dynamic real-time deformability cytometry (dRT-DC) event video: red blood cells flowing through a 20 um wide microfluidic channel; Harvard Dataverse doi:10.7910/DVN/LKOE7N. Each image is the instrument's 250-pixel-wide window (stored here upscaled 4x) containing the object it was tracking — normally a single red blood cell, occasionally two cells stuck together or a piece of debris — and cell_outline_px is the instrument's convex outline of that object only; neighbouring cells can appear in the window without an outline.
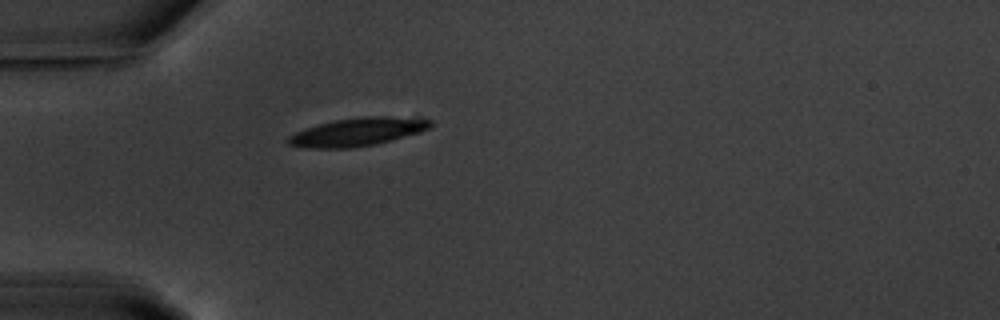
{"species": "common noctule bat (a hibernating species)", "species_latin": "Nyctalus noctula", "temperature_condition": "warm", "stored_images_in_passage": 40, "camera_frame_rate_fps": 3000, "um_per_image_px": 0.085, "animal": {"sex": "male", "body_mass_g": 20.1, "forearm_length_mm": 53.5}, "frame": {"image": 1, "passage_image": 1, "time_ms": 0.0, "image_size_px": [1000, 320], "cell_outline_px": [[436, 124], [432, 128], [420, 132], [392, 140], [376, 144], [348, 148], [304, 148], [288, 144], [284, 140], [288, 136], [304, 128], [336, 120], [364, 116], [392, 116], [436, 120]], "centroid_in_image_um": [30.44, 11.21], "position_along_channel_um": 54.6, "area_um2": 23.64}}
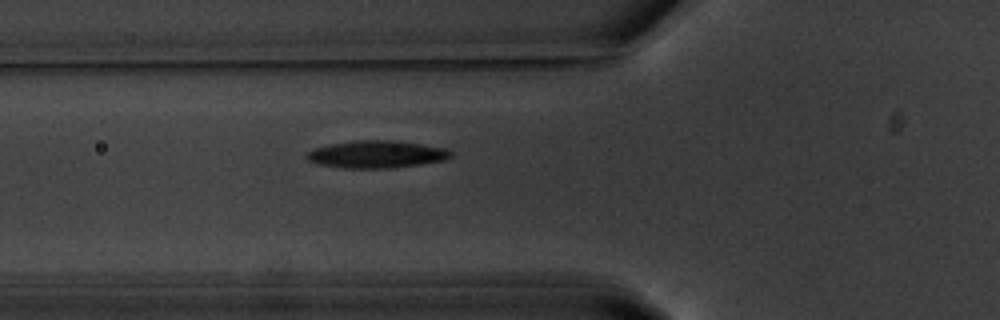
{"frame": {"image": 2, "passage_image": 5, "time_ms": 1.333, "image_size_px": [1000, 320], "cell_outline_px": [[452, 156], [444, 160], [420, 164], [392, 168], [344, 168], [316, 164], [308, 160], [304, 156], [312, 148], [332, 144], [356, 140], [392, 140], [448, 148], [452, 152]], "centroid_in_image_um": [31.99, 13.12], "position_along_channel_um": 93.8, "area_um2": 23.06}}
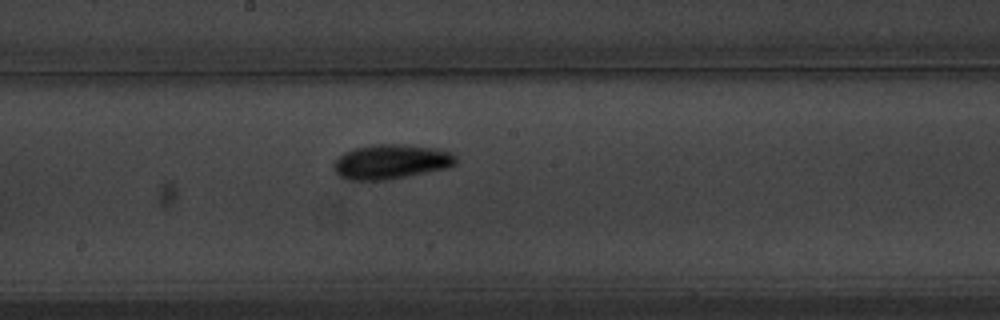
{"frame": {"image": 3, "passage_image": 15, "time_ms": 4.667, "image_size_px": [1000, 320], "cell_outline_px": [[456, 164], [448, 168], [388, 180], [348, 180], [340, 176], [332, 168], [332, 164], [344, 152], [356, 148], [376, 144], [404, 144], [436, 148], [452, 152], [456, 156]], "centroid_in_image_um": [33.26, 13.75], "position_along_channel_um": 214.9, "area_um2": 24.8}, "authors_computed_cell_mechanics": {"area_um2": 22.4264, "velocity_mm_per_s": 3.6216, "shape_relaxation_time_tau1_ms": 2.1968, "shape_relaxation_time_tau2_ms": 3.299, "deformation_change_tau1": 0.1409, "deformation_change_tau2": 0.0673}}